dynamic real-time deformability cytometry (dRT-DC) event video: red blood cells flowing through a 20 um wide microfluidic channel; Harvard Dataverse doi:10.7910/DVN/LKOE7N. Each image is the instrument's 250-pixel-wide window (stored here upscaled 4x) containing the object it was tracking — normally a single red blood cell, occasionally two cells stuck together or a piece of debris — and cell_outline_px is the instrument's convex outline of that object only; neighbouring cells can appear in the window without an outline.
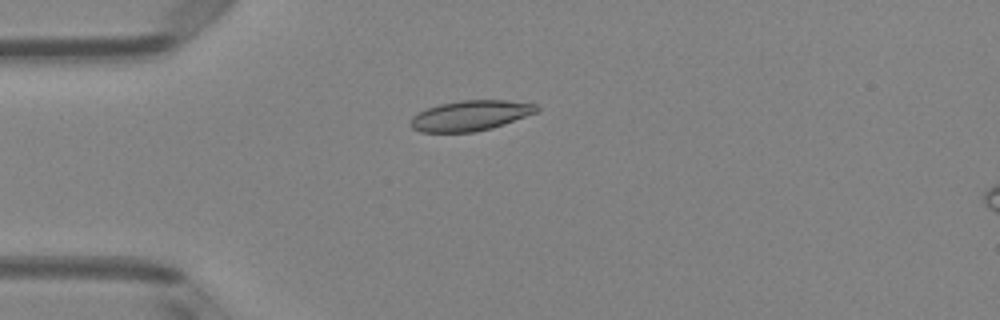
{"species": "Egyptian fruit bat (a non-hibernating species)", "species_latin": "Rousettus aegyptiacus", "temperature_condition": "room temperature", "stored_images_in_passage": 40, "camera_frame_rate_fps": 3000, "um_per_image_px": 0.085, "animal": {"sex": "female"}, "frame": {"image": 1, "passage_image": 3, "time_ms": 0.667, "image_size_px": [1000, 320], "cell_outline_px": [[540, 108], [536, 112], [504, 124], [492, 128], [476, 132], [420, 132], [412, 128], [408, 124], [412, 116], [428, 108], [440, 104], [460, 100], [504, 100], [536, 104]], "centroid_in_image_um": [39.96, 9.83], "position_along_channel_um": 45.0, "area_um2": 22.2}}
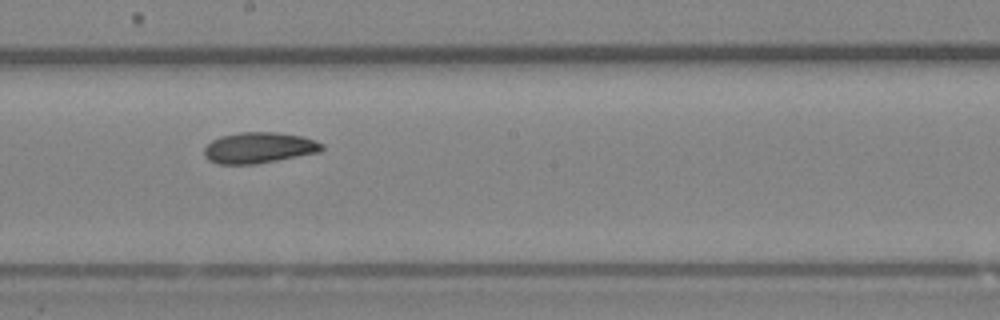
{"frame": {"image": 2, "passage_image": 18, "time_ms": 5.667, "image_size_px": [1000, 320], "cell_outline_px": [[324, 148], [320, 152], [256, 164], [216, 164], [208, 160], [204, 156], [204, 148], [212, 140], [220, 136], [240, 132], [276, 132], [304, 136], [316, 140], [324, 144]], "centroid_in_image_um": [22.02, 12.55], "position_along_channel_um": 226.2, "area_um2": 21.44}}
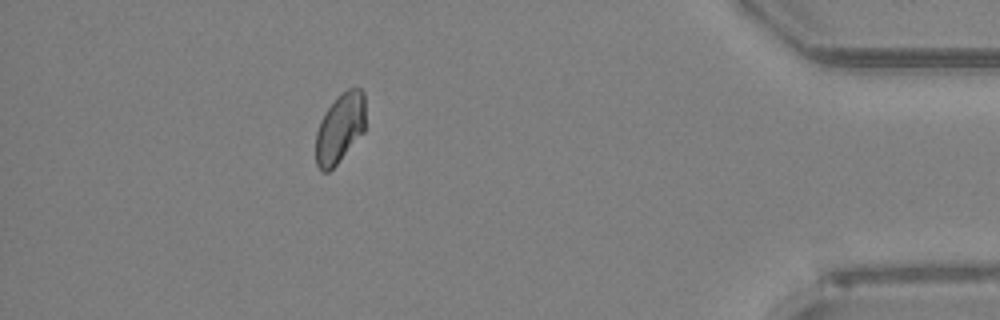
{"frame": {"image": 3, "passage_image": 35, "time_ms": 11.333, "image_size_px": [1000, 320], "cell_outline_px": [[364, 132], [336, 164], [328, 172], [320, 172], [316, 164], [316, 132], [320, 120], [328, 108], [348, 88], [360, 88], [364, 92]], "centroid_in_image_um": [28.88, 10.93], "position_along_channel_um": 406.3, "area_um2": 19.83}, "authors_computed_cell_mechanics": {"area_um2": 21.097, "velocity_mm_per_s": 4.0214, "shape_relaxation_time_tau1_ms": 7.2863, "shape_relaxation_time_tau2_ms": 6.8447, "deformation_change_tau1": 0.1219, "deformation_change_tau2": 0.1001}}